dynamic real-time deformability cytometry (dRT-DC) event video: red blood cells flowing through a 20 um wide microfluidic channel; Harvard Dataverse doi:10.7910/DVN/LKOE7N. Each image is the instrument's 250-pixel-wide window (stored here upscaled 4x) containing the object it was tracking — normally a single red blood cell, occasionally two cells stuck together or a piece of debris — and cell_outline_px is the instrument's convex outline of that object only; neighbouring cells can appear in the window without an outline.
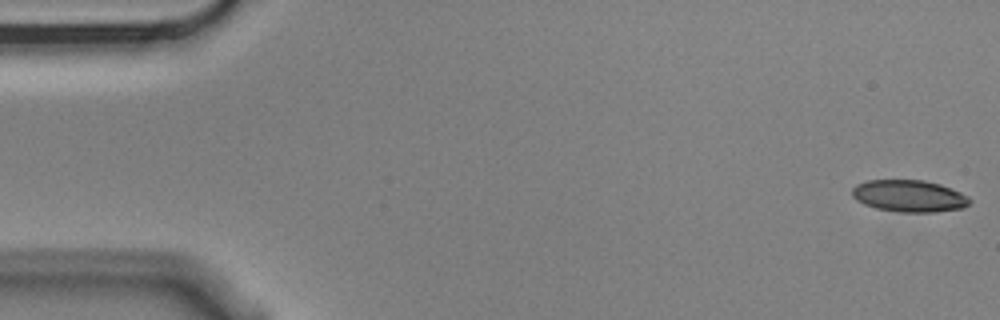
{"species": "Egyptian fruit bat (a non-hibernating species)", "species_latin": "Rousettus aegyptiacus", "temperature_condition": "cold", "stored_images_in_passage": 5, "camera_frame_rate_fps": 3000, "um_per_image_px": 0.085, "animal": {"sex": "male"}, "frame": {"image": 1, "passage_image": 1, "time_ms": 0.0, "image_size_px": [1000, 320], "cell_outline_px": [[972, 200], [964, 208], [936, 212], [900, 212], [876, 208], [864, 204], [856, 200], [852, 196], [852, 188], [856, 184], [868, 180], [924, 180], [940, 184], [960, 192], [968, 196]], "centroid_in_image_um": [77.28, 16.66], "position_along_channel_um": 7.7, "area_um2": 21.96}}
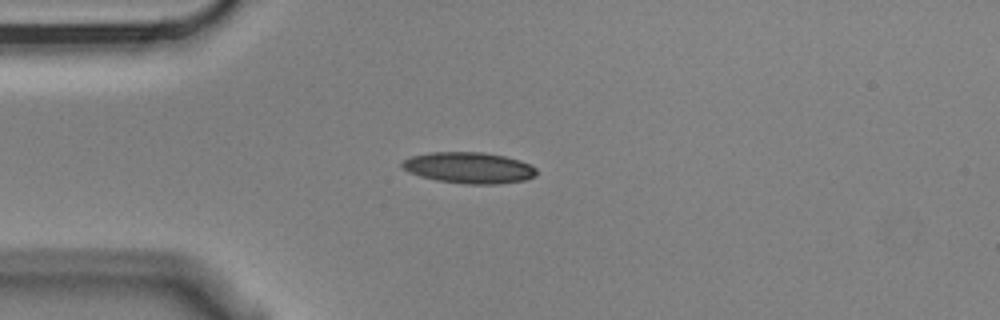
{"frame": {"image": 2, "passage_image": 5, "time_ms": 1.333, "image_size_px": [1000, 320], "cell_outline_px": [[536, 176], [524, 180], [496, 184], [468, 184], [436, 180], [420, 176], [408, 172], [400, 164], [404, 160], [412, 156], [432, 152], [484, 152], [504, 156], [520, 160], [536, 168]], "centroid_in_image_um": [39.86, 14.26], "position_along_channel_um": 45.1, "area_um2": 24.28}}